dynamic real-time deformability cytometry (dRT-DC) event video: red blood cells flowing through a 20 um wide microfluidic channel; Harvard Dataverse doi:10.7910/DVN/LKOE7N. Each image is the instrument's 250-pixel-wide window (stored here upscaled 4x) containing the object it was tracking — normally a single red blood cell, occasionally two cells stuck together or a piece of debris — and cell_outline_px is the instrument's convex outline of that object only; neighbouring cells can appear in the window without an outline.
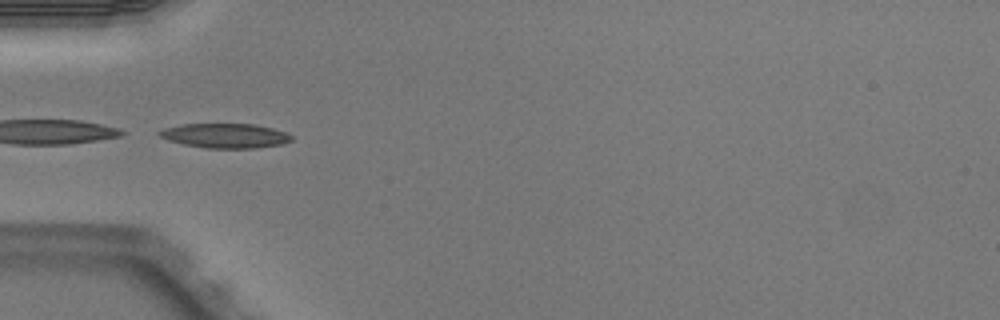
{"species": "Egyptian fruit bat (a non-hibernating species)", "species_latin": "Rousettus aegyptiacus", "temperature_condition": "warm", "stored_images_in_passage": 4, "camera_frame_rate_fps": 3000, "um_per_image_px": 0.085, "animal": {"sex": "male"}, "frame": {"image": 1, "passage_image": 4, "time_ms": 1.0, "image_size_px": [1000, 320], "cell_outline_px": [[292, 140], [280, 144], [256, 148], [208, 148], [184, 144], [168, 140], [160, 136], [156, 132], [164, 128], [180, 124], [256, 124], [272, 128], [284, 132], [292, 136]], "centroid_in_image_um": [19.12, 11.53], "position_along_channel_um": 65.9, "area_um2": 18.79}}